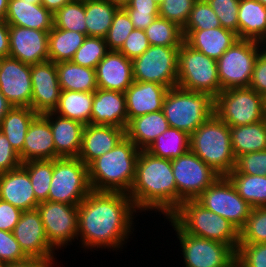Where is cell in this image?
I'll return each instance as SVG.
<instances>
[{
    "label": "cell",
    "instance_id": "57",
    "mask_svg": "<svg viewBox=\"0 0 266 267\" xmlns=\"http://www.w3.org/2000/svg\"><path fill=\"white\" fill-rule=\"evenodd\" d=\"M9 56V25L0 22V59Z\"/></svg>",
    "mask_w": 266,
    "mask_h": 267
},
{
    "label": "cell",
    "instance_id": "10",
    "mask_svg": "<svg viewBox=\"0 0 266 267\" xmlns=\"http://www.w3.org/2000/svg\"><path fill=\"white\" fill-rule=\"evenodd\" d=\"M262 46L258 41L238 39L222 54L217 60L222 91L250 86L255 62L263 50Z\"/></svg>",
    "mask_w": 266,
    "mask_h": 267
},
{
    "label": "cell",
    "instance_id": "55",
    "mask_svg": "<svg viewBox=\"0 0 266 267\" xmlns=\"http://www.w3.org/2000/svg\"><path fill=\"white\" fill-rule=\"evenodd\" d=\"M135 29L145 30L157 17L159 12H143L138 10H125Z\"/></svg>",
    "mask_w": 266,
    "mask_h": 267
},
{
    "label": "cell",
    "instance_id": "21",
    "mask_svg": "<svg viewBox=\"0 0 266 267\" xmlns=\"http://www.w3.org/2000/svg\"><path fill=\"white\" fill-rule=\"evenodd\" d=\"M125 136L124 128L112 125H85L78 158L88 166L93 160L113 149Z\"/></svg>",
    "mask_w": 266,
    "mask_h": 267
},
{
    "label": "cell",
    "instance_id": "53",
    "mask_svg": "<svg viewBox=\"0 0 266 267\" xmlns=\"http://www.w3.org/2000/svg\"><path fill=\"white\" fill-rule=\"evenodd\" d=\"M249 87L266 98V51L264 50L257 57Z\"/></svg>",
    "mask_w": 266,
    "mask_h": 267
},
{
    "label": "cell",
    "instance_id": "26",
    "mask_svg": "<svg viewBox=\"0 0 266 267\" xmlns=\"http://www.w3.org/2000/svg\"><path fill=\"white\" fill-rule=\"evenodd\" d=\"M55 145L49 121L38 114L30 123L22 149V163L32 160H54Z\"/></svg>",
    "mask_w": 266,
    "mask_h": 267
},
{
    "label": "cell",
    "instance_id": "67",
    "mask_svg": "<svg viewBox=\"0 0 266 267\" xmlns=\"http://www.w3.org/2000/svg\"><path fill=\"white\" fill-rule=\"evenodd\" d=\"M6 265L0 260V267H5Z\"/></svg>",
    "mask_w": 266,
    "mask_h": 267
},
{
    "label": "cell",
    "instance_id": "32",
    "mask_svg": "<svg viewBox=\"0 0 266 267\" xmlns=\"http://www.w3.org/2000/svg\"><path fill=\"white\" fill-rule=\"evenodd\" d=\"M61 91L95 92L97 87L96 70L71 61L56 63Z\"/></svg>",
    "mask_w": 266,
    "mask_h": 267
},
{
    "label": "cell",
    "instance_id": "7",
    "mask_svg": "<svg viewBox=\"0 0 266 267\" xmlns=\"http://www.w3.org/2000/svg\"><path fill=\"white\" fill-rule=\"evenodd\" d=\"M177 86L216 98L222 91L217 61L183 42L178 50Z\"/></svg>",
    "mask_w": 266,
    "mask_h": 267
},
{
    "label": "cell",
    "instance_id": "54",
    "mask_svg": "<svg viewBox=\"0 0 266 267\" xmlns=\"http://www.w3.org/2000/svg\"><path fill=\"white\" fill-rule=\"evenodd\" d=\"M22 210L0 199V230L13 232Z\"/></svg>",
    "mask_w": 266,
    "mask_h": 267
},
{
    "label": "cell",
    "instance_id": "35",
    "mask_svg": "<svg viewBox=\"0 0 266 267\" xmlns=\"http://www.w3.org/2000/svg\"><path fill=\"white\" fill-rule=\"evenodd\" d=\"M119 8L108 0H85L87 36L105 38Z\"/></svg>",
    "mask_w": 266,
    "mask_h": 267
},
{
    "label": "cell",
    "instance_id": "31",
    "mask_svg": "<svg viewBox=\"0 0 266 267\" xmlns=\"http://www.w3.org/2000/svg\"><path fill=\"white\" fill-rule=\"evenodd\" d=\"M38 114L30 107L13 106L0 122V131L6 136L22 162V149L28 127Z\"/></svg>",
    "mask_w": 266,
    "mask_h": 267
},
{
    "label": "cell",
    "instance_id": "43",
    "mask_svg": "<svg viewBox=\"0 0 266 267\" xmlns=\"http://www.w3.org/2000/svg\"><path fill=\"white\" fill-rule=\"evenodd\" d=\"M239 243H266V207L252 208L239 230Z\"/></svg>",
    "mask_w": 266,
    "mask_h": 267
},
{
    "label": "cell",
    "instance_id": "39",
    "mask_svg": "<svg viewBox=\"0 0 266 267\" xmlns=\"http://www.w3.org/2000/svg\"><path fill=\"white\" fill-rule=\"evenodd\" d=\"M144 31L150 45L180 47L184 42L182 28L161 17H157Z\"/></svg>",
    "mask_w": 266,
    "mask_h": 267
},
{
    "label": "cell",
    "instance_id": "16",
    "mask_svg": "<svg viewBox=\"0 0 266 267\" xmlns=\"http://www.w3.org/2000/svg\"><path fill=\"white\" fill-rule=\"evenodd\" d=\"M13 234L21 249L29 258H39L54 266L56 259V257L54 258L55 249L47 239L45 228L37 209L22 212Z\"/></svg>",
    "mask_w": 266,
    "mask_h": 267
},
{
    "label": "cell",
    "instance_id": "36",
    "mask_svg": "<svg viewBox=\"0 0 266 267\" xmlns=\"http://www.w3.org/2000/svg\"><path fill=\"white\" fill-rule=\"evenodd\" d=\"M87 36L80 32L53 28L49 31L48 53L49 60L57 63L71 61L78 48Z\"/></svg>",
    "mask_w": 266,
    "mask_h": 267
},
{
    "label": "cell",
    "instance_id": "30",
    "mask_svg": "<svg viewBox=\"0 0 266 267\" xmlns=\"http://www.w3.org/2000/svg\"><path fill=\"white\" fill-rule=\"evenodd\" d=\"M238 38L262 43L266 39V7L257 0H240Z\"/></svg>",
    "mask_w": 266,
    "mask_h": 267
},
{
    "label": "cell",
    "instance_id": "27",
    "mask_svg": "<svg viewBox=\"0 0 266 267\" xmlns=\"http://www.w3.org/2000/svg\"><path fill=\"white\" fill-rule=\"evenodd\" d=\"M184 42L191 48L218 60L239 38L236 33L217 27L206 30H182Z\"/></svg>",
    "mask_w": 266,
    "mask_h": 267
},
{
    "label": "cell",
    "instance_id": "34",
    "mask_svg": "<svg viewBox=\"0 0 266 267\" xmlns=\"http://www.w3.org/2000/svg\"><path fill=\"white\" fill-rule=\"evenodd\" d=\"M93 92L61 91L57 115L79 121L84 125L91 124Z\"/></svg>",
    "mask_w": 266,
    "mask_h": 267
},
{
    "label": "cell",
    "instance_id": "42",
    "mask_svg": "<svg viewBox=\"0 0 266 267\" xmlns=\"http://www.w3.org/2000/svg\"><path fill=\"white\" fill-rule=\"evenodd\" d=\"M108 51L105 38L87 36L74 54L71 62L83 67L96 69L97 64L105 57Z\"/></svg>",
    "mask_w": 266,
    "mask_h": 267
},
{
    "label": "cell",
    "instance_id": "41",
    "mask_svg": "<svg viewBox=\"0 0 266 267\" xmlns=\"http://www.w3.org/2000/svg\"><path fill=\"white\" fill-rule=\"evenodd\" d=\"M22 166L28 172L36 199L39 202L48 201L53 175V160H32L23 162Z\"/></svg>",
    "mask_w": 266,
    "mask_h": 267
},
{
    "label": "cell",
    "instance_id": "37",
    "mask_svg": "<svg viewBox=\"0 0 266 267\" xmlns=\"http://www.w3.org/2000/svg\"><path fill=\"white\" fill-rule=\"evenodd\" d=\"M190 150V135L169 127L146 149L151 155L173 160Z\"/></svg>",
    "mask_w": 266,
    "mask_h": 267
},
{
    "label": "cell",
    "instance_id": "23",
    "mask_svg": "<svg viewBox=\"0 0 266 267\" xmlns=\"http://www.w3.org/2000/svg\"><path fill=\"white\" fill-rule=\"evenodd\" d=\"M127 123L125 93L99 88L93 92L91 124L112 125L125 129Z\"/></svg>",
    "mask_w": 266,
    "mask_h": 267
},
{
    "label": "cell",
    "instance_id": "33",
    "mask_svg": "<svg viewBox=\"0 0 266 267\" xmlns=\"http://www.w3.org/2000/svg\"><path fill=\"white\" fill-rule=\"evenodd\" d=\"M230 137L236 159L243 154L266 150V118L253 124L230 127Z\"/></svg>",
    "mask_w": 266,
    "mask_h": 267
},
{
    "label": "cell",
    "instance_id": "58",
    "mask_svg": "<svg viewBox=\"0 0 266 267\" xmlns=\"http://www.w3.org/2000/svg\"><path fill=\"white\" fill-rule=\"evenodd\" d=\"M5 267H52L48 262L39 258H28L21 262L7 264Z\"/></svg>",
    "mask_w": 266,
    "mask_h": 267
},
{
    "label": "cell",
    "instance_id": "50",
    "mask_svg": "<svg viewBox=\"0 0 266 267\" xmlns=\"http://www.w3.org/2000/svg\"><path fill=\"white\" fill-rule=\"evenodd\" d=\"M28 258L15 239L13 232L0 230V260L7 265Z\"/></svg>",
    "mask_w": 266,
    "mask_h": 267
},
{
    "label": "cell",
    "instance_id": "38",
    "mask_svg": "<svg viewBox=\"0 0 266 267\" xmlns=\"http://www.w3.org/2000/svg\"><path fill=\"white\" fill-rule=\"evenodd\" d=\"M237 193L252 207H266V175L228 174Z\"/></svg>",
    "mask_w": 266,
    "mask_h": 267
},
{
    "label": "cell",
    "instance_id": "51",
    "mask_svg": "<svg viewBox=\"0 0 266 267\" xmlns=\"http://www.w3.org/2000/svg\"><path fill=\"white\" fill-rule=\"evenodd\" d=\"M150 46L145 31L134 28L118 51L126 58L133 60L142 55Z\"/></svg>",
    "mask_w": 266,
    "mask_h": 267
},
{
    "label": "cell",
    "instance_id": "64",
    "mask_svg": "<svg viewBox=\"0 0 266 267\" xmlns=\"http://www.w3.org/2000/svg\"><path fill=\"white\" fill-rule=\"evenodd\" d=\"M257 1L266 7V0H257Z\"/></svg>",
    "mask_w": 266,
    "mask_h": 267
},
{
    "label": "cell",
    "instance_id": "40",
    "mask_svg": "<svg viewBox=\"0 0 266 267\" xmlns=\"http://www.w3.org/2000/svg\"><path fill=\"white\" fill-rule=\"evenodd\" d=\"M54 27L80 32L87 36L85 0H72L53 14Z\"/></svg>",
    "mask_w": 266,
    "mask_h": 267
},
{
    "label": "cell",
    "instance_id": "48",
    "mask_svg": "<svg viewBox=\"0 0 266 267\" xmlns=\"http://www.w3.org/2000/svg\"><path fill=\"white\" fill-rule=\"evenodd\" d=\"M238 267H266V243H239L236 250Z\"/></svg>",
    "mask_w": 266,
    "mask_h": 267
},
{
    "label": "cell",
    "instance_id": "19",
    "mask_svg": "<svg viewBox=\"0 0 266 267\" xmlns=\"http://www.w3.org/2000/svg\"><path fill=\"white\" fill-rule=\"evenodd\" d=\"M49 32L9 25V57L26 64L49 60Z\"/></svg>",
    "mask_w": 266,
    "mask_h": 267
},
{
    "label": "cell",
    "instance_id": "11",
    "mask_svg": "<svg viewBox=\"0 0 266 267\" xmlns=\"http://www.w3.org/2000/svg\"><path fill=\"white\" fill-rule=\"evenodd\" d=\"M180 241L185 267H234L236 251L228 244L185 233L170 217Z\"/></svg>",
    "mask_w": 266,
    "mask_h": 267
},
{
    "label": "cell",
    "instance_id": "15",
    "mask_svg": "<svg viewBox=\"0 0 266 267\" xmlns=\"http://www.w3.org/2000/svg\"><path fill=\"white\" fill-rule=\"evenodd\" d=\"M40 214L47 239L55 249L69 245L78 233V205L42 201L36 207Z\"/></svg>",
    "mask_w": 266,
    "mask_h": 267
},
{
    "label": "cell",
    "instance_id": "60",
    "mask_svg": "<svg viewBox=\"0 0 266 267\" xmlns=\"http://www.w3.org/2000/svg\"><path fill=\"white\" fill-rule=\"evenodd\" d=\"M12 107L13 105L0 92V122Z\"/></svg>",
    "mask_w": 266,
    "mask_h": 267
},
{
    "label": "cell",
    "instance_id": "2",
    "mask_svg": "<svg viewBox=\"0 0 266 267\" xmlns=\"http://www.w3.org/2000/svg\"><path fill=\"white\" fill-rule=\"evenodd\" d=\"M128 196L137 211L155 210L170 217L177 210V186L171 160L140 150Z\"/></svg>",
    "mask_w": 266,
    "mask_h": 267
},
{
    "label": "cell",
    "instance_id": "3",
    "mask_svg": "<svg viewBox=\"0 0 266 267\" xmlns=\"http://www.w3.org/2000/svg\"><path fill=\"white\" fill-rule=\"evenodd\" d=\"M140 150L126 136L110 151L88 165L92 191L129 194Z\"/></svg>",
    "mask_w": 266,
    "mask_h": 267
},
{
    "label": "cell",
    "instance_id": "29",
    "mask_svg": "<svg viewBox=\"0 0 266 267\" xmlns=\"http://www.w3.org/2000/svg\"><path fill=\"white\" fill-rule=\"evenodd\" d=\"M168 128V121L160 110L129 120L125 135L139 150H146Z\"/></svg>",
    "mask_w": 266,
    "mask_h": 267
},
{
    "label": "cell",
    "instance_id": "56",
    "mask_svg": "<svg viewBox=\"0 0 266 267\" xmlns=\"http://www.w3.org/2000/svg\"><path fill=\"white\" fill-rule=\"evenodd\" d=\"M122 8L124 10L159 12L158 5L154 2V0H129V2Z\"/></svg>",
    "mask_w": 266,
    "mask_h": 267
},
{
    "label": "cell",
    "instance_id": "63",
    "mask_svg": "<svg viewBox=\"0 0 266 267\" xmlns=\"http://www.w3.org/2000/svg\"><path fill=\"white\" fill-rule=\"evenodd\" d=\"M27 2H31L32 4H41V0H24Z\"/></svg>",
    "mask_w": 266,
    "mask_h": 267
},
{
    "label": "cell",
    "instance_id": "8",
    "mask_svg": "<svg viewBox=\"0 0 266 267\" xmlns=\"http://www.w3.org/2000/svg\"><path fill=\"white\" fill-rule=\"evenodd\" d=\"M214 114L229 127L253 124L266 118V98L250 87L226 89L215 98Z\"/></svg>",
    "mask_w": 266,
    "mask_h": 267
},
{
    "label": "cell",
    "instance_id": "25",
    "mask_svg": "<svg viewBox=\"0 0 266 267\" xmlns=\"http://www.w3.org/2000/svg\"><path fill=\"white\" fill-rule=\"evenodd\" d=\"M50 123L55 145V159L78 157L85 125L79 121L64 118L54 112L42 114Z\"/></svg>",
    "mask_w": 266,
    "mask_h": 267
},
{
    "label": "cell",
    "instance_id": "49",
    "mask_svg": "<svg viewBox=\"0 0 266 267\" xmlns=\"http://www.w3.org/2000/svg\"><path fill=\"white\" fill-rule=\"evenodd\" d=\"M229 174L266 175V150L240 155Z\"/></svg>",
    "mask_w": 266,
    "mask_h": 267
},
{
    "label": "cell",
    "instance_id": "45",
    "mask_svg": "<svg viewBox=\"0 0 266 267\" xmlns=\"http://www.w3.org/2000/svg\"><path fill=\"white\" fill-rule=\"evenodd\" d=\"M221 27L219 18L206 0H196L182 30H206Z\"/></svg>",
    "mask_w": 266,
    "mask_h": 267
},
{
    "label": "cell",
    "instance_id": "47",
    "mask_svg": "<svg viewBox=\"0 0 266 267\" xmlns=\"http://www.w3.org/2000/svg\"><path fill=\"white\" fill-rule=\"evenodd\" d=\"M219 18L221 27L238 36V12L240 0H206Z\"/></svg>",
    "mask_w": 266,
    "mask_h": 267
},
{
    "label": "cell",
    "instance_id": "22",
    "mask_svg": "<svg viewBox=\"0 0 266 267\" xmlns=\"http://www.w3.org/2000/svg\"><path fill=\"white\" fill-rule=\"evenodd\" d=\"M0 199L22 211L34 210L40 203L35 197L28 172L22 165L0 173Z\"/></svg>",
    "mask_w": 266,
    "mask_h": 267
},
{
    "label": "cell",
    "instance_id": "61",
    "mask_svg": "<svg viewBox=\"0 0 266 267\" xmlns=\"http://www.w3.org/2000/svg\"><path fill=\"white\" fill-rule=\"evenodd\" d=\"M9 0H0V22L6 21Z\"/></svg>",
    "mask_w": 266,
    "mask_h": 267
},
{
    "label": "cell",
    "instance_id": "5",
    "mask_svg": "<svg viewBox=\"0 0 266 267\" xmlns=\"http://www.w3.org/2000/svg\"><path fill=\"white\" fill-rule=\"evenodd\" d=\"M170 218L185 233L225 243L237 250L239 230L227 219L204 208L196 200L183 201Z\"/></svg>",
    "mask_w": 266,
    "mask_h": 267
},
{
    "label": "cell",
    "instance_id": "46",
    "mask_svg": "<svg viewBox=\"0 0 266 267\" xmlns=\"http://www.w3.org/2000/svg\"><path fill=\"white\" fill-rule=\"evenodd\" d=\"M196 0H164L159 6V17L184 28Z\"/></svg>",
    "mask_w": 266,
    "mask_h": 267
},
{
    "label": "cell",
    "instance_id": "44",
    "mask_svg": "<svg viewBox=\"0 0 266 267\" xmlns=\"http://www.w3.org/2000/svg\"><path fill=\"white\" fill-rule=\"evenodd\" d=\"M133 29L129 15L120 7L114 14L111 27L105 37L108 50L118 51Z\"/></svg>",
    "mask_w": 266,
    "mask_h": 267
},
{
    "label": "cell",
    "instance_id": "18",
    "mask_svg": "<svg viewBox=\"0 0 266 267\" xmlns=\"http://www.w3.org/2000/svg\"><path fill=\"white\" fill-rule=\"evenodd\" d=\"M31 82L30 108L37 114L53 112L58 106L61 93L56 63L47 60L32 64Z\"/></svg>",
    "mask_w": 266,
    "mask_h": 267
},
{
    "label": "cell",
    "instance_id": "14",
    "mask_svg": "<svg viewBox=\"0 0 266 267\" xmlns=\"http://www.w3.org/2000/svg\"><path fill=\"white\" fill-rule=\"evenodd\" d=\"M195 200L204 208L227 219L238 230L243 227L252 209L226 176H220Z\"/></svg>",
    "mask_w": 266,
    "mask_h": 267
},
{
    "label": "cell",
    "instance_id": "65",
    "mask_svg": "<svg viewBox=\"0 0 266 267\" xmlns=\"http://www.w3.org/2000/svg\"><path fill=\"white\" fill-rule=\"evenodd\" d=\"M164 0H154V2L159 6Z\"/></svg>",
    "mask_w": 266,
    "mask_h": 267
},
{
    "label": "cell",
    "instance_id": "66",
    "mask_svg": "<svg viewBox=\"0 0 266 267\" xmlns=\"http://www.w3.org/2000/svg\"><path fill=\"white\" fill-rule=\"evenodd\" d=\"M263 44V50L266 51V39L262 42ZM265 44V45H264ZM265 47V48H264Z\"/></svg>",
    "mask_w": 266,
    "mask_h": 267
},
{
    "label": "cell",
    "instance_id": "6",
    "mask_svg": "<svg viewBox=\"0 0 266 267\" xmlns=\"http://www.w3.org/2000/svg\"><path fill=\"white\" fill-rule=\"evenodd\" d=\"M215 98L210 94L170 88L164 98L162 111L169 127L191 135L214 115Z\"/></svg>",
    "mask_w": 266,
    "mask_h": 267
},
{
    "label": "cell",
    "instance_id": "12",
    "mask_svg": "<svg viewBox=\"0 0 266 267\" xmlns=\"http://www.w3.org/2000/svg\"><path fill=\"white\" fill-rule=\"evenodd\" d=\"M179 48L151 45L132 60L134 81L154 82L169 89L176 87Z\"/></svg>",
    "mask_w": 266,
    "mask_h": 267
},
{
    "label": "cell",
    "instance_id": "59",
    "mask_svg": "<svg viewBox=\"0 0 266 267\" xmlns=\"http://www.w3.org/2000/svg\"><path fill=\"white\" fill-rule=\"evenodd\" d=\"M72 0H41V4L53 14Z\"/></svg>",
    "mask_w": 266,
    "mask_h": 267
},
{
    "label": "cell",
    "instance_id": "17",
    "mask_svg": "<svg viewBox=\"0 0 266 267\" xmlns=\"http://www.w3.org/2000/svg\"><path fill=\"white\" fill-rule=\"evenodd\" d=\"M0 92L13 106L30 107L31 65L9 56L1 58Z\"/></svg>",
    "mask_w": 266,
    "mask_h": 267
},
{
    "label": "cell",
    "instance_id": "62",
    "mask_svg": "<svg viewBox=\"0 0 266 267\" xmlns=\"http://www.w3.org/2000/svg\"><path fill=\"white\" fill-rule=\"evenodd\" d=\"M109 2L118 5L119 7H123L124 5H126L129 0H108Z\"/></svg>",
    "mask_w": 266,
    "mask_h": 267
},
{
    "label": "cell",
    "instance_id": "4",
    "mask_svg": "<svg viewBox=\"0 0 266 267\" xmlns=\"http://www.w3.org/2000/svg\"><path fill=\"white\" fill-rule=\"evenodd\" d=\"M190 150L220 176L235 168L230 127L215 114L190 135Z\"/></svg>",
    "mask_w": 266,
    "mask_h": 267
},
{
    "label": "cell",
    "instance_id": "28",
    "mask_svg": "<svg viewBox=\"0 0 266 267\" xmlns=\"http://www.w3.org/2000/svg\"><path fill=\"white\" fill-rule=\"evenodd\" d=\"M6 23L47 32L54 26L51 11L42 4H32L24 0H9Z\"/></svg>",
    "mask_w": 266,
    "mask_h": 267
},
{
    "label": "cell",
    "instance_id": "24",
    "mask_svg": "<svg viewBox=\"0 0 266 267\" xmlns=\"http://www.w3.org/2000/svg\"><path fill=\"white\" fill-rule=\"evenodd\" d=\"M168 87L154 82L134 81L125 91L128 121L162 110Z\"/></svg>",
    "mask_w": 266,
    "mask_h": 267
},
{
    "label": "cell",
    "instance_id": "52",
    "mask_svg": "<svg viewBox=\"0 0 266 267\" xmlns=\"http://www.w3.org/2000/svg\"><path fill=\"white\" fill-rule=\"evenodd\" d=\"M21 165L19 154L12 148L6 136L0 131V173L11 171Z\"/></svg>",
    "mask_w": 266,
    "mask_h": 267
},
{
    "label": "cell",
    "instance_id": "20",
    "mask_svg": "<svg viewBox=\"0 0 266 267\" xmlns=\"http://www.w3.org/2000/svg\"><path fill=\"white\" fill-rule=\"evenodd\" d=\"M95 70L99 89L125 93L134 82L132 60L119 51L109 50Z\"/></svg>",
    "mask_w": 266,
    "mask_h": 267
},
{
    "label": "cell",
    "instance_id": "9",
    "mask_svg": "<svg viewBox=\"0 0 266 267\" xmlns=\"http://www.w3.org/2000/svg\"><path fill=\"white\" fill-rule=\"evenodd\" d=\"M88 166L78 157L53 160V175L48 201L79 205L91 192Z\"/></svg>",
    "mask_w": 266,
    "mask_h": 267
},
{
    "label": "cell",
    "instance_id": "13",
    "mask_svg": "<svg viewBox=\"0 0 266 267\" xmlns=\"http://www.w3.org/2000/svg\"><path fill=\"white\" fill-rule=\"evenodd\" d=\"M177 186V209L183 201L195 200L220 175L191 150L171 160Z\"/></svg>",
    "mask_w": 266,
    "mask_h": 267
},
{
    "label": "cell",
    "instance_id": "1",
    "mask_svg": "<svg viewBox=\"0 0 266 267\" xmlns=\"http://www.w3.org/2000/svg\"><path fill=\"white\" fill-rule=\"evenodd\" d=\"M138 212L126 193L91 191L78 205L77 237L82 248L122 249Z\"/></svg>",
    "mask_w": 266,
    "mask_h": 267
}]
</instances>
